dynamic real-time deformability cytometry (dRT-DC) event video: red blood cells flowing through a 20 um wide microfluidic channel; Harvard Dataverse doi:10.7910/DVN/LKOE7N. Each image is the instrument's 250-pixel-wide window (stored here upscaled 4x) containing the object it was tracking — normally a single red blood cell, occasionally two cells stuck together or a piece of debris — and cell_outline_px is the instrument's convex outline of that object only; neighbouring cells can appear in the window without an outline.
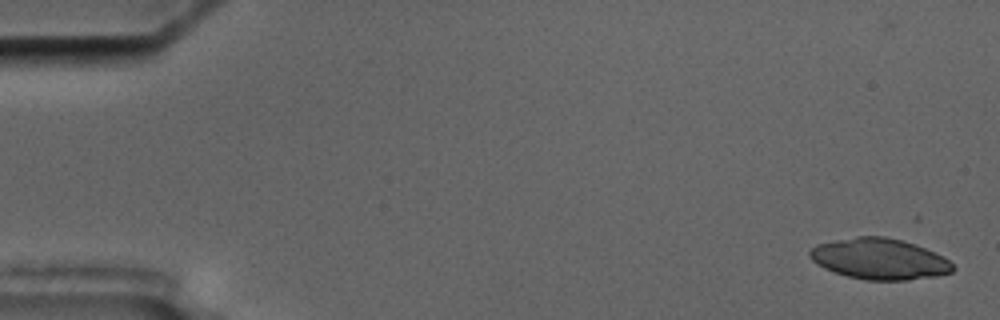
{"species": "common noctule bat (a hibernating species)", "species_latin": "Nyctalus noctula", "temperature_condition": "cold", "stored_images_in_passage": 11, "camera_frame_rate_fps": 3000, "um_per_image_px": 0.085, "animal": {"sex": "male", "body_mass_g": 17.5, "forearm_length_mm": 52.3}, "frame": {"image": 1, "passage_image": 1, "time_ms": 0.0, "image_size_px": [1000, 320], "cell_outline_px": [[956, 268], [952, 272], [936, 276], [908, 280], [868, 280], [848, 276], [824, 268], [816, 264], [808, 256], [808, 252], [816, 244], [856, 236], [884, 236], [904, 240], [916, 244], [944, 256]], "centroid_in_image_um": [74.77, 22.0], "position_along_channel_um": 10.2, "area_um2": 34.28}}